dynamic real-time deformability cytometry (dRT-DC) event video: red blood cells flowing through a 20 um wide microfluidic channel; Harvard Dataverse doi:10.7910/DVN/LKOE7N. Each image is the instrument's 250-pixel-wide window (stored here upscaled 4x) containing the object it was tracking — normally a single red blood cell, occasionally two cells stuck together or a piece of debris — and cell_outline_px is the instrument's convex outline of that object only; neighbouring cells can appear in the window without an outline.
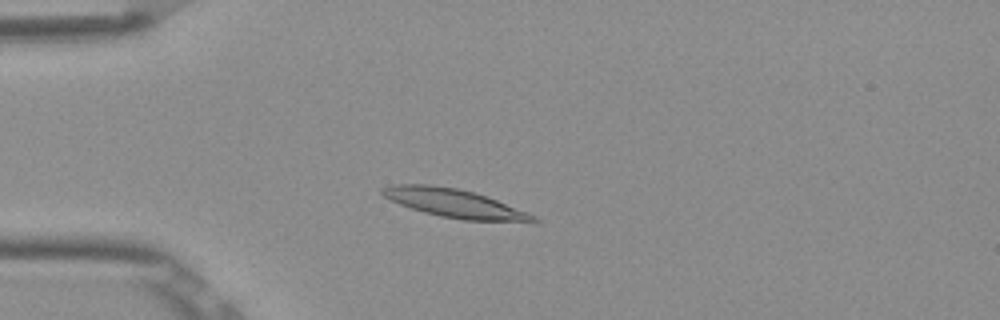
{"species": "Egyptian fruit bat (a non-hibernating species)", "species_latin": "Rousettus aegyptiacus", "temperature_condition": "room temperature", "stored_images_in_passage": 3, "camera_frame_rate_fps": 3000, "um_per_image_px": 0.085, "frame": {"image": 1, "passage_image": 3, "time_ms": 0.667, "image_size_px": [1000, 320], "cell_outline_px": [[540, 220], [536, 224], [464, 220], [440, 216], [424, 212], [400, 204], [384, 196], [380, 192], [380, 188], [392, 184], [432, 184], [456, 188], [476, 192], [528, 212], [536, 216]], "centroid_in_image_um": [38.75, 17.31], "position_along_channel_um": 46.2, "area_um2": 25.66}}